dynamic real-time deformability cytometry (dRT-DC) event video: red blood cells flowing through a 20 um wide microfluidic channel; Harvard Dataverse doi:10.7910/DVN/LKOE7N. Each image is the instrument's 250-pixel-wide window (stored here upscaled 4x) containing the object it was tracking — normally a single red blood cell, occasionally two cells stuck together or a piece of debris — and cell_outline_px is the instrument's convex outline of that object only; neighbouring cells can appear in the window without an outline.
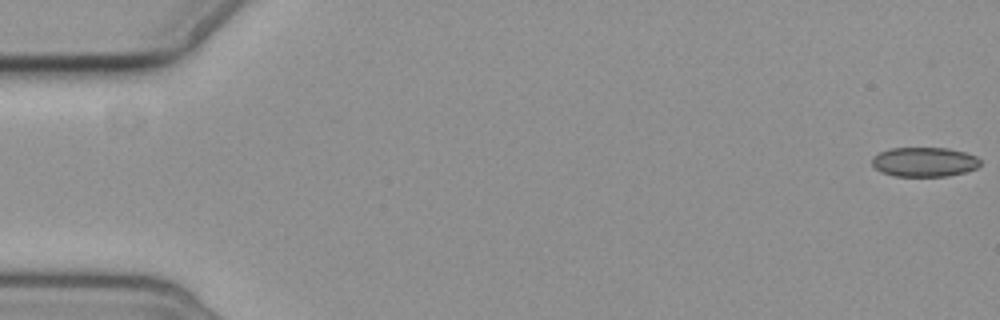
{"species": "common noctule bat (a hibernating species)", "species_latin": "Nyctalus noctula", "temperature_condition": "cold", "stored_images_in_passage": 11, "camera_frame_rate_fps": 3000, "um_per_image_px": 0.085, "animal": {"sex": "female", "body_mass_g": 19.3, "forearm_length_mm": 54.1}, "frame": {"image": 1, "passage_image": 1, "time_ms": 0.0, "image_size_px": [1000, 320], "cell_outline_px": [[980, 164], [976, 168], [964, 172], [948, 176], [896, 176], [880, 172], [872, 164], [872, 156], [880, 152], [892, 148], [948, 148], [964, 152], [976, 156], [980, 160]], "centroid_in_image_um": [78.55, 13.76], "position_along_channel_um": 6.4, "area_um2": 18.55}}
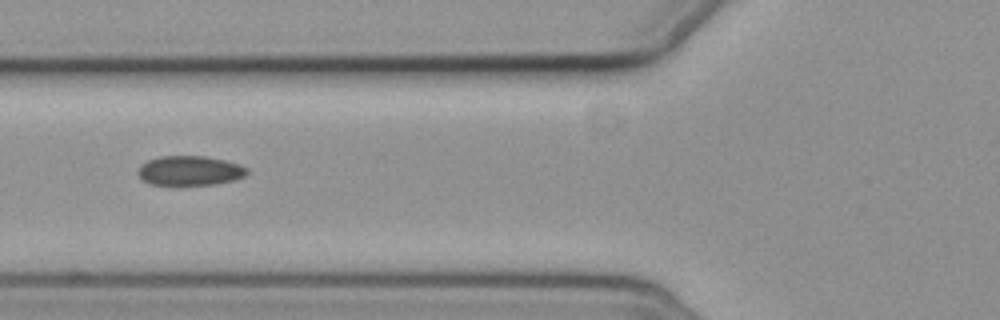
{"frame": {"image": 2, "passage_image": 6, "time_ms": 7.333, "image_size_px": [1000, 320], "cell_outline_px": [[248, 172], [244, 176], [236, 180], [216, 184], [152, 184], [144, 180], [136, 172], [148, 160], [160, 156], [204, 156], [224, 160], [240, 164], [248, 168]], "centroid_in_image_um": [16.19, 14.5], "position_along_channel_um": 109.6, "area_um2": 18.55}}
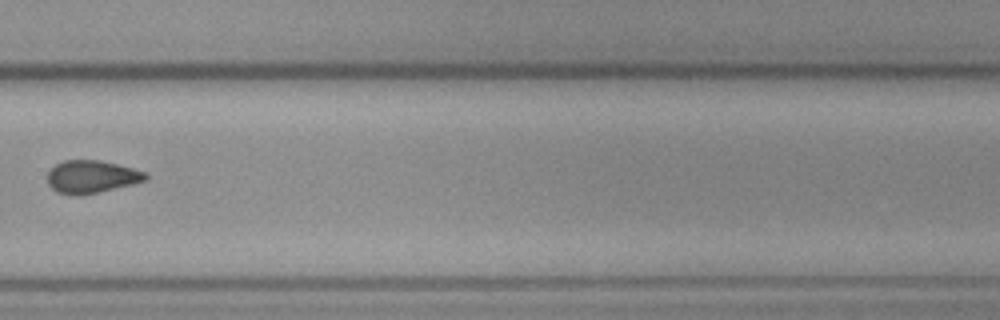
{"frame": {"image": 3, "passage_image": 11, "time_ms": 13.333, "image_size_px": [1000, 320], "cell_outline_px": [[148, 180], [100, 192], [80, 196], [72, 196], [56, 192], [48, 184], [48, 172], [56, 164], [64, 160], [100, 160], [148, 172]], "centroid_in_image_um": [7.79, 15.04], "position_along_channel_um": 322.0, "area_um2": 18.9}}